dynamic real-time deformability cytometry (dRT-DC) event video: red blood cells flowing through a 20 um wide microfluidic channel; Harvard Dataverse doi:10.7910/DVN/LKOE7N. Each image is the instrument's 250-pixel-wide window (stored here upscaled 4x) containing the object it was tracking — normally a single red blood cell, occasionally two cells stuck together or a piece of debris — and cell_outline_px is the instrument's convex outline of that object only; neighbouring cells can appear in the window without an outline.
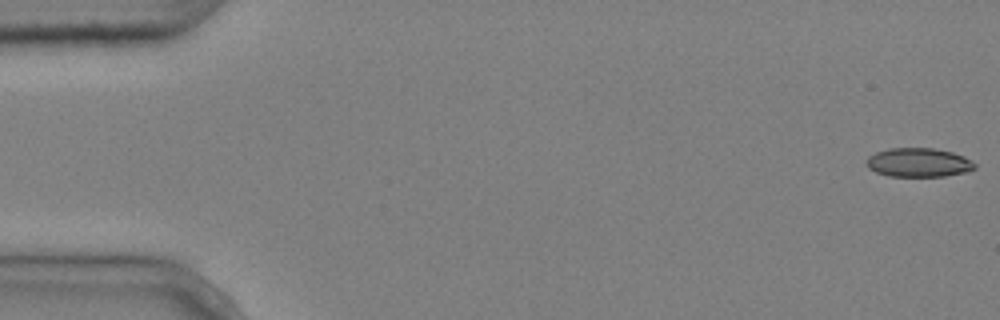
{"species": "common noctule bat (a hibernating species)", "species_latin": "Nyctalus noctula", "temperature_condition": "cold", "stored_images_in_passage": 6, "camera_frame_rate_fps": 3000, "um_per_image_px": 0.085, "animal": {"sex": "male", "body_mass_g": 20.4}, "frame": {"image": 1, "passage_image": 1, "time_ms": 0.0, "image_size_px": [1000, 320], "cell_outline_px": [[976, 168], [968, 172], [944, 176], [888, 176], [876, 172], [868, 168], [868, 156], [876, 152], [888, 148], [932, 148], [952, 152], [964, 156], [972, 160], [976, 164]], "centroid_in_image_um": [78.12, 13.81], "position_along_channel_um": 6.9, "area_um2": 18.32}}
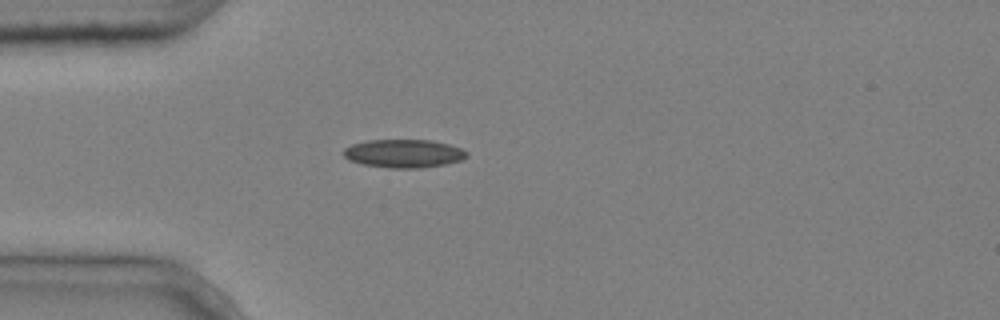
{"frame": {"image": 2, "passage_image": 5, "time_ms": 1.333, "image_size_px": [1000, 320], "cell_outline_px": [[468, 156], [460, 160], [444, 164], [420, 168], [388, 168], [364, 164], [348, 160], [340, 152], [344, 148], [352, 144], [368, 140], [432, 140], [448, 144], [460, 148], [468, 152]], "centroid_in_image_um": [34.28, 13.04], "position_along_channel_um": 50.7, "area_um2": 20.35}}